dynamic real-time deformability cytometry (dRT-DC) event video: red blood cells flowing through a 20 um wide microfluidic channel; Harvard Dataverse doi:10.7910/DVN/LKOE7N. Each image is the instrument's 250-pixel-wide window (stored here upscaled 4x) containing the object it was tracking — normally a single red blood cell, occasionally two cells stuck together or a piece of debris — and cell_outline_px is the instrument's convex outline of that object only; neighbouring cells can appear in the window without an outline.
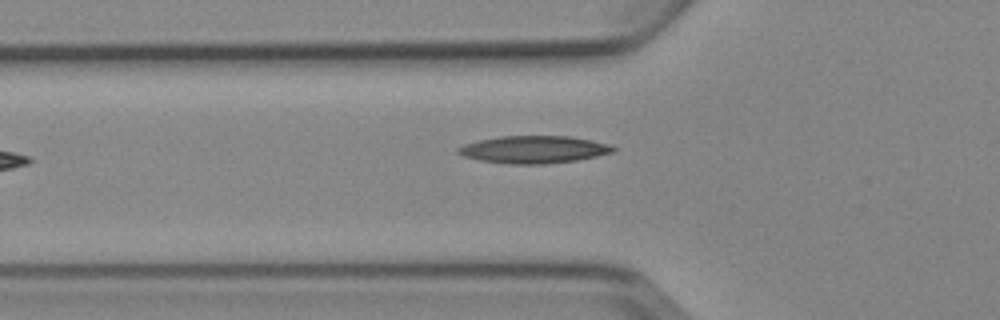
{"species": "Egyptian fruit bat (a non-hibernating species)", "species_latin": "Rousettus aegyptiacus", "temperature_condition": "cold", "stored_images_in_passage": 7, "camera_frame_rate_fps": 3000, "um_per_image_px": 0.085, "animal": {"sex": "female"}, "frame": {"image": 1, "passage_image": 7, "time_ms": 7.333, "image_size_px": [1000, 320], "cell_outline_px": [[616, 148], [612, 152], [596, 156], [576, 160], [544, 164], [508, 164], [480, 160], [464, 156], [456, 152], [456, 148], [464, 144], [480, 140], [500, 136], [568, 136], [592, 140], [608, 144]], "centroid_in_image_um": [45.34, 12.71], "position_along_channel_um": 80.5, "area_um2": 24.62}}